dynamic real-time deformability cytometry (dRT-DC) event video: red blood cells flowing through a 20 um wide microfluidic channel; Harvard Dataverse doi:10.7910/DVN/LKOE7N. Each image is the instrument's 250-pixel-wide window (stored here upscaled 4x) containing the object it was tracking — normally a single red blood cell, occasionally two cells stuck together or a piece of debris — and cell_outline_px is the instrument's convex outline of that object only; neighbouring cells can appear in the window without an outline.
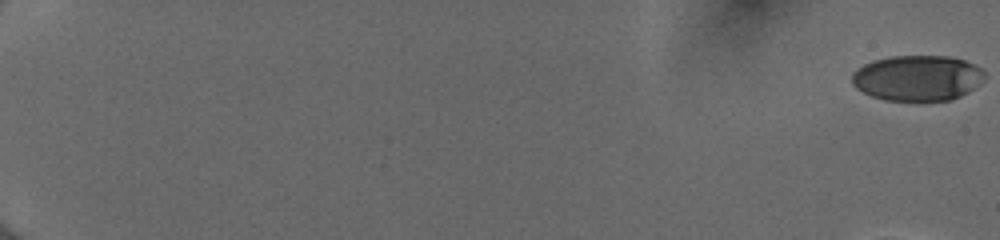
{"species": "human", "species_latin": "Homo sapiens", "temperature_condition": "cold", "stored_images_in_passage": 54, "camera_frame_rate_fps": 3000, "um_per_image_px": 0.085, "donor": {"sex": "female"}, "frame": {"image": 1, "passage_image": 1, "time_ms": 0.0, "image_size_px": [1000, 240], "cell_outline_px": [[984, 80], [980, 84], [968, 92], [952, 100], [884, 100], [872, 96], [856, 88], [852, 84], [852, 72], [864, 64], [872, 60], [892, 56], [948, 56], [964, 60], [980, 68], [984, 72]], "centroid_in_image_um": [77.97, 6.63], "position_along_channel_um": 7.0, "area_um2": 35.2}}